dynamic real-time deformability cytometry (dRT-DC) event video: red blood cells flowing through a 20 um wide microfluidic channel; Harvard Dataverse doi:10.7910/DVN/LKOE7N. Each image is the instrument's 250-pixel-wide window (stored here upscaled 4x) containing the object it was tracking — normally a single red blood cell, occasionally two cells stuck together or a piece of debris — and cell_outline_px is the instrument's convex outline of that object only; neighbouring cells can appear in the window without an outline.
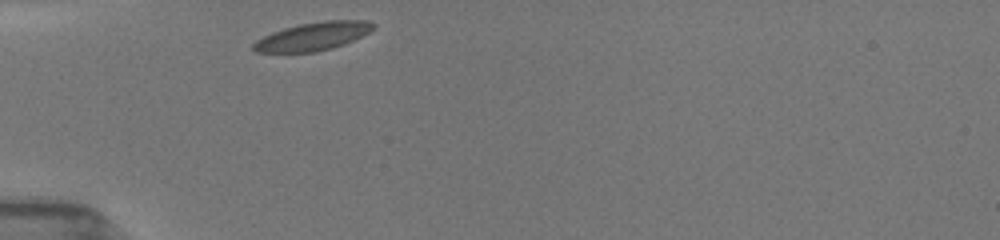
{"species": "common noctule bat (a hibernating species)", "species_latin": "Nyctalus noctula", "temperature_condition": "room temperature", "stored_images_in_passage": 4, "camera_frame_rate_fps": 3000, "um_per_image_px": 0.085, "animal": {"sex": "female", "body_mass_g": 19.5, "forearm_length_mm": 54.1}, "frame": {"image": 1, "passage_image": 1, "time_ms": 0.0, "image_size_px": [1000, 240], "cell_outline_px": [[376, 28], [344, 44], [332, 48], [316, 52], [256, 52], [252, 48], [252, 44], [256, 40], [272, 32], [284, 28], [300, 24], [324, 20], [364, 20], [376, 24]], "centroid_in_image_um": [26.6, 3.08], "position_along_channel_um": 58.4, "area_um2": 19.59}}
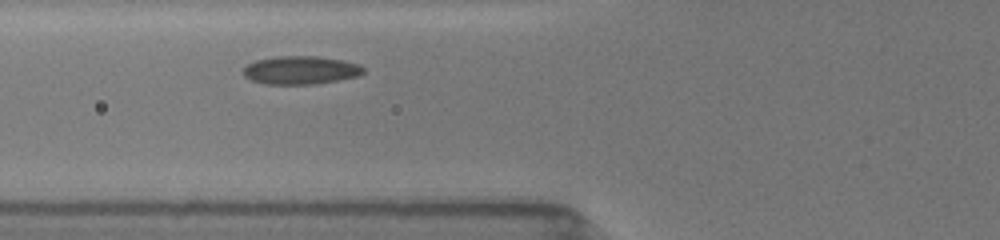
{"frame": {"image": 2, "passage_image": 4, "time_ms": 1.333, "image_size_px": [1000, 240], "cell_outline_px": [[364, 72], [356, 76], [340, 80], [312, 84], [268, 84], [252, 80], [244, 76], [244, 68], [248, 64], [256, 60], [276, 56], [320, 56], [340, 60], [356, 64], [364, 68]], "centroid_in_image_um": [25.54, 5.96], "position_along_channel_um": 100.3, "area_um2": 19.54}}